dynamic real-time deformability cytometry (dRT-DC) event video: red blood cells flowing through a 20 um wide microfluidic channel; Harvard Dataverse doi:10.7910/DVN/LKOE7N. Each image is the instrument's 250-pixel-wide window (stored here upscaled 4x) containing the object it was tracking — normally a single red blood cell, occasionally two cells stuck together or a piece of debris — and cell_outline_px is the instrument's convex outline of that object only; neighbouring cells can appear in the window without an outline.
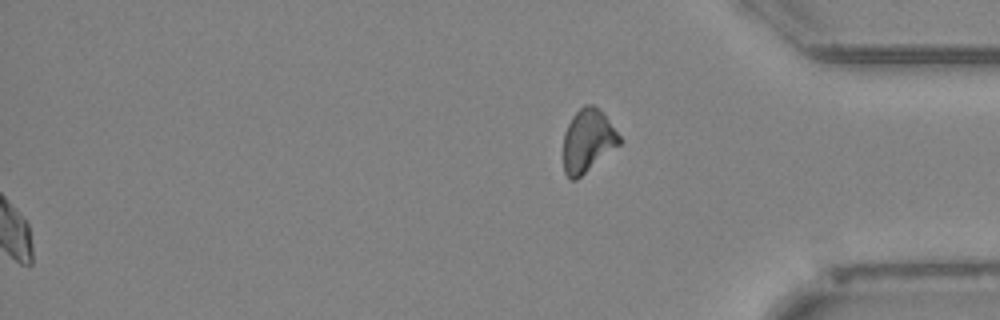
{"species": "Egyptian fruit bat (a non-hibernating species)", "species_latin": "Rousettus aegyptiacus", "temperature_condition": "cold", "stored_images_in_passage": 52, "segment_of_instrument_passage": [2, 2], "camera_frame_rate_fps": 3000, "um_per_image_px": 0.085, "animal": {"sex": "female"}, "frame": {"image": 1, "passage_image": 52, "time_ms": 17.0, "image_size_px": [1000, 320], "cell_outline_px": [[620, 144], [576, 180], [572, 180], [564, 172], [564, 132], [572, 116], [584, 104], [592, 104], [608, 120], [620, 136]], "centroid_in_image_um": [49.94, 11.97], "position_along_channel_um": 385.3, "area_um2": 20.11}}